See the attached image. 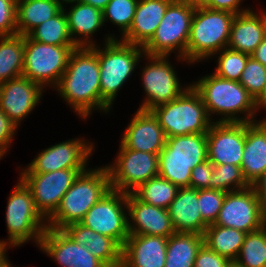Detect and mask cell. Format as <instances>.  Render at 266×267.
Returning <instances> with one entry per match:
<instances>
[{
    "mask_svg": "<svg viewBox=\"0 0 266 267\" xmlns=\"http://www.w3.org/2000/svg\"><path fill=\"white\" fill-rule=\"evenodd\" d=\"M85 170L70 168L46 173H22L20 179L30 190L36 210L46 220L55 213L64 194Z\"/></svg>",
    "mask_w": 266,
    "mask_h": 267,
    "instance_id": "cell-11",
    "label": "cell"
},
{
    "mask_svg": "<svg viewBox=\"0 0 266 267\" xmlns=\"http://www.w3.org/2000/svg\"><path fill=\"white\" fill-rule=\"evenodd\" d=\"M166 135L151 111L138 109L122 138L130 150L160 154L166 145Z\"/></svg>",
    "mask_w": 266,
    "mask_h": 267,
    "instance_id": "cell-21",
    "label": "cell"
},
{
    "mask_svg": "<svg viewBox=\"0 0 266 267\" xmlns=\"http://www.w3.org/2000/svg\"><path fill=\"white\" fill-rule=\"evenodd\" d=\"M167 138L196 133H207L211 124L206 107L192 85L173 101L150 110Z\"/></svg>",
    "mask_w": 266,
    "mask_h": 267,
    "instance_id": "cell-5",
    "label": "cell"
},
{
    "mask_svg": "<svg viewBox=\"0 0 266 267\" xmlns=\"http://www.w3.org/2000/svg\"><path fill=\"white\" fill-rule=\"evenodd\" d=\"M75 2L77 4L73 5L68 14L66 13L70 36L72 38L74 34H80L86 37L87 40L83 39L84 47H90L93 43L91 44L88 38L104 23L102 10L86 3Z\"/></svg>",
    "mask_w": 266,
    "mask_h": 267,
    "instance_id": "cell-33",
    "label": "cell"
},
{
    "mask_svg": "<svg viewBox=\"0 0 266 267\" xmlns=\"http://www.w3.org/2000/svg\"><path fill=\"white\" fill-rule=\"evenodd\" d=\"M239 83L258 102L265 95L266 67L250 56L241 74Z\"/></svg>",
    "mask_w": 266,
    "mask_h": 267,
    "instance_id": "cell-37",
    "label": "cell"
},
{
    "mask_svg": "<svg viewBox=\"0 0 266 267\" xmlns=\"http://www.w3.org/2000/svg\"><path fill=\"white\" fill-rule=\"evenodd\" d=\"M42 88L23 76L0 84V109L18 126L39 102Z\"/></svg>",
    "mask_w": 266,
    "mask_h": 267,
    "instance_id": "cell-19",
    "label": "cell"
},
{
    "mask_svg": "<svg viewBox=\"0 0 266 267\" xmlns=\"http://www.w3.org/2000/svg\"><path fill=\"white\" fill-rule=\"evenodd\" d=\"M257 197L264 207H266V171L251 185Z\"/></svg>",
    "mask_w": 266,
    "mask_h": 267,
    "instance_id": "cell-46",
    "label": "cell"
},
{
    "mask_svg": "<svg viewBox=\"0 0 266 267\" xmlns=\"http://www.w3.org/2000/svg\"><path fill=\"white\" fill-rule=\"evenodd\" d=\"M226 192L216 189H198V204L202 221L214 224L222 207Z\"/></svg>",
    "mask_w": 266,
    "mask_h": 267,
    "instance_id": "cell-40",
    "label": "cell"
},
{
    "mask_svg": "<svg viewBox=\"0 0 266 267\" xmlns=\"http://www.w3.org/2000/svg\"><path fill=\"white\" fill-rule=\"evenodd\" d=\"M173 0H138L130 29L122 36L128 44L144 47L154 36L168 5Z\"/></svg>",
    "mask_w": 266,
    "mask_h": 267,
    "instance_id": "cell-23",
    "label": "cell"
},
{
    "mask_svg": "<svg viewBox=\"0 0 266 267\" xmlns=\"http://www.w3.org/2000/svg\"><path fill=\"white\" fill-rule=\"evenodd\" d=\"M241 1L242 0H212L206 8L212 10L227 11L233 13L234 15H238L240 13L248 11L247 9L240 11L238 7Z\"/></svg>",
    "mask_w": 266,
    "mask_h": 267,
    "instance_id": "cell-45",
    "label": "cell"
},
{
    "mask_svg": "<svg viewBox=\"0 0 266 267\" xmlns=\"http://www.w3.org/2000/svg\"><path fill=\"white\" fill-rule=\"evenodd\" d=\"M76 48L43 44L25 36L22 76L42 87L49 83L57 86Z\"/></svg>",
    "mask_w": 266,
    "mask_h": 267,
    "instance_id": "cell-9",
    "label": "cell"
},
{
    "mask_svg": "<svg viewBox=\"0 0 266 267\" xmlns=\"http://www.w3.org/2000/svg\"><path fill=\"white\" fill-rule=\"evenodd\" d=\"M213 175V164L206 160L192 169L190 177V188L207 189L210 188V179Z\"/></svg>",
    "mask_w": 266,
    "mask_h": 267,
    "instance_id": "cell-42",
    "label": "cell"
},
{
    "mask_svg": "<svg viewBox=\"0 0 266 267\" xmlns=\"http://www.w3.org/2000/svg\"><path fill=\"white\" fill-rule=\"evenodd\" d=\"M62 9V3L58 0H17V34L27 36Z\"/></svg>",
    "mask_w": 266,
    "mask_h": 267,
    "instance_id": "cell-28",
    "label": "cell"
},
{
    "mask_svg": "<svg viewBox=\"0 0 266 267\" xmlns=\"http://www.w3.org/2000/svg\"><path fill=\"white\" fill-rule=\"evenodd\" d=\"M6 245H7L6 242L0 241V267H2L8 262V260L5 257L6 256L5 255Z\"/></svg>",
    "mask_w": 266,
    "mask_h": 267,
    "instance_id": "cell-50",
    "label": "cell"
},
{
    "mask_svg": "<svg viewBox=\"0 0 266 267\" xmlns=\"http://www.w3.org/2000/svg\"><path fill=\"white\" fill-rule=\"evenodd\" d=\"M195 9L186 0H173L167 7L154 36L143 47L146 56H168L179 48L186 59L191 21Z\"/></svg>",
    "mask_w": 266,
    "mask_h": 267,
    "instance_id": "cell-8",
    "label": "cell"
},
{
    "mask_svg": "<svg viewBox=\"0 0 266 267\" xmlns=\"http://www.w3.org/2000/svg\"><path fill=\"white\" fill-rule=\"evenodd\" d=\"M56 88L83 119L92 108L110 109L101 100L99 58L90 47H78L71 53Z\"/></svg>",
    "mask_w": 266,
    "mask_h": 267,
    "instance_id": "cell-1",
    "label": "cell"
},
{
    "mask_svg": "<svg viewBox=\"0 0 266 267\" xmlns=\"http://www.w3.org/2000/svg\"><path fill=\"white\" fill-rule=\"evenodd\" d=\"M250 55L232 49H225L218 58L215 74L226 80L239 81Z\"/></svg>",
    "mask_w": 266,
    "mask_h": 267,
    "instance_id": "cell-39",
    "label": "cell"
},
{
    "mask_svg": "<svg viewBox=\"0 0 266 267\" xmlns=\"http://www.w3.org/2000/svg\"><path fill=\"white\" fill-rule=\"evenodd\" d=\"M43 220L45 219L35 208L30 190L20 180L8 199L6 210L9 243L18 246L32 237L39 244L47 229Z\"/></svg>",
    "mask_w": 266,
    "mask_h": 267,
    "instance_id": "cell-10",
    "label": "cell"
},
{
    "mask_svg": "<svg viewBox=\"0 0 266 267\" xmlns=\"http://www.w3.org/2000/svg\"><path fill=\"white\" fill-rule=\"evenodd\" d=\"M241 169L250 186L266 171V120L246 123Z\"/></svg>",
    "mask_w": 266,
    "mask_h": 267,
    "instance_id": "cell-25",
    "label": "cell"
},
{
    "mask_svg": "<svg viewBox=\"0 0 266 267\" xmlns=\"http://www.w3.org/2000/svg\"><path fill=\"white\" fill-rule=\"evenodd\" d=\"M64 8L54 17L34 28L28 36L37 42L55 46L84 47L82 39L71 38Z\"/></svg>",
    "mask_w": 266,
    "mask_h": 267,
    "instance_id": "cell-31",
    "label": "cell"
},
{
    "mask_svg": "<svg viewBox=\"0 0 266 267\" xmlns=\"http://www.w3.org/2000/svg\"><path fill=\"white\" fill-rule=\"evenodd\" d=\"M178 190V186L167 179L157 176L141 184L132 193L147 204L168 209Z\"/></svg>",
    "mask_w": 266,
    "mask_h": 267,
    "instance_id": "cell-34",
    "label": "cell"
},
{
    "mask_svg": "<svg viewBox=\"0 0 266 267\" xmlns=\"http://www.w3.org/2000/svg\"><path fill=\"white\" fill-rule=\"evenodd\" d=\"M259 107H266V89H265V95L258 101Z\"/></svg>",
    "mask_w": 266,
    "mask_h": 267,
    "instance_id": "cell-52",
    "label": "cell"
},
{
    "mask_svg": "<svg viewBox=\"0 0 266 267\" xmlns=\"http://www.w3.org/2000/svg\"><path fill=\"white\" fill-rule=\"evenodd\" d=\"M226 267H244L240 263H238L236 260H231L227 263Z\"/></svg>",
    "mask_w": 266,
    "mask_h": 267,
    "instance_id": "cell-51",
    "label": "cell"
},
{
    "mask_svg": "<svg viewBox=\"0 0 266 267\" xmlns=\"http://www.w3.org/2000/svg\"><path fill=\"white\" fill-rule=\"evenodd\" d=\"M62 230L75 243L86 246V249L107 267H121L122 247L114 239L94 232L81 223L70 224Z\"/></svg>",
    "mask_w": 266,
    "mask_h": 267,
    "instance_id": "cell-24",
    "label": "cell"
},
{
    "mask_svg": "<svg viewBox=\"0 0 266 267\" xmlns=\"http://www.w3.org/2000/svg\"><path fill=\"white\" fill-rule=\"evenodd\" d=\"M236 261L244 267H266V239L262 228L246 234Z\"/></svg>",
    "mask_w": 266,
    "mask_h": 267,
    "instance_id": "cell-35",
    "label": "cell"
},
{
    "mask_svg": "<svg viewBox=\"0 0 266 267\" xmlns=\"http://www.w3.org/2000/svg\"><path fill=\"white\" fill-rule=\"evenodd\" d=\"M251 57L259 61L262 65L266 67V37L263 39L260 45L255 49Z\"/></svg>",
    "mask_w": 266,
    "mask_h": 267,
    "instance_id": "cell-47",
    "label": "cell"
},
{
    "mask_svg": "<svg viewBox=\"0 0 266 267\" xmlns=\"http://www.w3.org/2000/svg\"><path fill=\"white\" fill-rule=\"evenodd\" d=\"M127 211L137 227L128 222L129 234L156 235L169 238L176 231L168 209L153 206L139 200L133 193L127 194Z\"/></svg>",
    "mask_w": 266,
    "mask_h": 267,
    "instance_id": "cell-20",
    "label": "cell"
},
{
    "mask_svg": "<svg viewBox=\"0 0 266 267\" xmlns=\"http://www.w3.org/2000/svg\"><path fill=\"white\" fill-rule=\"evenodd\" d=\"M59 2H61L60 0H58ZM63 2H66V3H73L75 2L76 0H62Z\"/></svg>",
    "mask_w": 266,
    "mask_h": 267,
    "instance_id": "cell-54",
    "label": "cell"
},
{
    "mask_svg": "<svg viewBox=\"0 0 266 267\" xmlns=\"http://www.w3.org/2000/svg\"><path fill=\"white\" fill-rule=\"evenodd\" d=\"M168 238L130 234L122 247L121 267H164Z\"/></svg>",
    "mask_w": 266,
    "mask_h": 267,
    "instance_id": "cell-22",
    "label": "cell"
},
{
    "mask_svg": "<svg viewBox=\"0 0 266 267\" xmlns=\"http://www.w3.org/2000/svg\"><path fill=\"white\" fill-rule=\"evenodd\" d=\"M203 244V235L175 232L167 241L164 267H194L197 252Z\"/></svg>",
    "mask_w": 266,
    "mask_h": 267,
    "instance_id": "cell-29",
    "label": "cell"
},
{
    "mask_svg": "<svg viewBox=\"0 0 266 267\" xmlns=\"http://www.w3.org/2000/svg\"><path fill=\"white\" fill-rule=\"evenodd\" d=\"M192 86L201 96L209 116L213 112L224 114L225 117L217 122H254L253 113L259 108L258 102L239 81L226 80L214 73ZM243 111L249 113L248 117H235Z\"/></svg>",
    "mask_w": 266,
    "mask_h": 267,
    "instance_id": "cell-3",
    "label": "cell"
},
{
    "mask_svg": "<svg viewBox=\"0 0 266 267\" xmlns=\"http://www.w3.org/2000/svg\"><path fill=\"white\" fill-rule=\"evenodd\" d=\"M209 181L211 189L224 192L239 191L250 187L243 176L241 167L231 164L213 165V175ZM231 185H234L233 189L230 188Z\"/></svg>",
    "mask_w": 266,
    "mask_h": 267,
    "instance_id": "cell-36",
    "label": "cell"
},
{
    "mask_svg": "<svg viewBox=\"0 0 266 267\" xmlns=\"http://www.w3.org/2000/svg\"><path fill=\"white\" fill-rule=\"evenodd\" d=\"M17 0H0V37L17 34Z\"/></svg>",
    "mask_w": 266,
    "mask_h": 267,
    "instance_id": "cell-41",
    "label": "cell"
},
{
    "mask_svg": "<svg viewBox=\"0 0 266 267\" xmlns=\"http://www.w3.org/2000/svg\"><path fill=\"white\" fill-rule=\"evenodd\" d=\"M198 208V190L190 187L179 188L175 199L168 207L176 232L204 234L207 225L202 221Z\"/></svg>",
    "mask_w": 266,
    "mask_h": 267,
    "instance_id": "cell-27",
    "label": "cell"
},
{
    "mask_svg": "<svg viewBox=\"0 0 266 267\" xmlns=\"http://www.w3.org/2000/svg\"><path fill=\"white\" fill-rule=\"evenodd\" d=\"M235 15L227 11L197 8L191 21L186 59L195 62L227 48Z\"/></svg>",
    "mask_w": 266,
    "mask_h": 267,
    "instance_id": "cell-6",
    "label": "cell"
},
{
    "mask_svg": "<svg viewBox=\"0 0 266 267\" xmlns=\"http://www.w3.org/2000/svg\"><path fill=\"white\" fill-rule=\"evenodd\" d=\"M148 57L151 63L143 69L142 74L143 86L148 99L139 108L146 111L173 101L184 92L180 88L174 69L166 61L167 56Z\"/></svg>",
    "mask_w": 266,
    "mask_h": 267,
    "instance_id": "cell-16",
    "label": "cell"
},
{
    "mask_svg": "<svg viewBox=\"0 0 266 267\" xmlns=\"http://www.w3.org/2000/svg\"><path fill=\"white\" fill-rule=\"evenodd\" d=\"M16 128H18L17 125L0 109V154L2 156L10 144Z\"/></svg>",
    "mask_w": 266,
    "mask_h": 267,
    "instance_id": "cell-44",
    "label": "cell"
},
{
    "mask_svg": "<svg viewBox=\"0 0 266 267\" xmlns=\"http://www.w3.org/2000/svg\"><path fill=\"white\" fill-rule=\"evenodd\" d=\"M246 122H213L207 132L208 160L241 167Z\"/></svg>",
    "mask_w": 266,
    "mask_h": 267,
    "instance_id": "cell-15",
    "label": "cell"
},
{
    "mask_svg": "<svg viewBox=\"0 0 266 267\" xmlns=\"http://www.w3.org/2000/svg\"><path fill=\"white\" fill-rule=\"evenodd\" d=\"M246 234L235 228L211 224L203 234L204 244L229 261L236 260Z\"/></svg>",
    "mask_w": 266,
    "mask_h": 267,
    "instance_id": "cell-30",
    "label": "cell"
},
{
    "mask_svg": "<svg viewBox=\"0 0 266 267\" xmlns=\"http://www.w3.org/2000/svg\"><path fill=\"white\" fill-rule=\"evenodd\" d=\"M206 160L207 133L169 137L159 154L158 176L179 188L190 187L192 169Z\"/></svg>",
    "mask_w": 266,
    "mask_h": 267,
    "instance_id": "cell-4",
    "label": "cell"
},
{
    "mask_svg": "<svg viewBox=\"0 0 266 267\" xmlns=\"http://www.w3.org/2000/svg\"><path fill=\"white\" fill-rule=\"evenodd\" d=\"M137 4L138 0H110L102 10L103 21L108 18L114 22L120 29L122 28L124 35L130 29Z\"/></svg>",
    "mask_w": 266,
    "mask_h": 267,
    "instance_id": "cell-38",
    "label": "cell"
},
{
    "mask_svg": "<svg viewBox=\"0 0 266 267\" xmlns=\"http://www.w3.org/2000/svg\"><path fill=\"white\" fill-rule=\"evenodd\" d=\"M82 3L92 5L95 8L103 10L110 0H76Z\"/></svg>",
    "mask_w": 266,
    "mask_h": 267,
    "instance_id": "cell-48",
    "label": "cell"
},
{
    "mask_svg": "<svg viewBox=\"0 0 266 267\" xmlns=\"http://www.w3.org/2000/svg\"><path fill=\"white\" fill-rule=\"evenodd\" d=\"M105 42L104 51L97 49L95 44L90 48L99 58L101 100L110 108L119 88L135 69L144 49L142 46L120 42L112 36Z\"/></svg>",
    "mask_w": 266,
    "mask_h": 267,
    "instance_id": "cell-7",
    "label": "cell"
},
{
    "mask_svg": "<svg viewBox=\"0 0 266 267\" xmlns=\"http://www.w3.org/2000/svg\"><path fill=\"white\" fill-rule=\"evenodd\" d=\"M24 39L19 34L0 37V84L22 76Z\"/></svg>",
    "mask_w": 266,
    "mask_h": 267,
    "instance_id": "cell-32",
    "label": "cell"
},
{
    "mask_svg": "<svg viewBox=\"0 0 266 267\" xmlns=\"http://www.w3.org/2000/svg\"><path fill=\"white\" fill-rule=\"evenodd\" d=\"M39 245L63 267H107L86 246L75 243L63 230L47 228Z\"/></svg>",
    "mask_w": 266,
    "mask_h": 267,
    "instance_id": "cell-18",
    "label": "cell"
},
{
    "mask_svg": "<svg viewBox=\"0 0 266 267\" xmlns=\"http://www.w3.org/2000/svg\"><path fill=\"white\" fill-rule=\"evenodd\" d=\"M229 260L210 250L205 244L198 250L194 267H226Z\"/></svg>",
    "mask_w": 266,
    "mask_h": 267,
    "instance_id": "cell-43",
    "label": "cell"
},
{
    "mask_svg": "<svg viewBox=\"0 0 266 267\" xmlns=\"http://www.w3.org/2000/svg\"><path fill=\"white\" fill-rule=\"evenodd\" d=\"M120 148L116 165L106 167L111 189L132 193L144 182L158 176V154L130 150L122 143Z\"/></svg>",
    "mask_w": 266,
    "mask_h": 267,
    "instance_id": "cell-12",
    "label": "cell"
},
{
    "mask_svg": "<svg viewBox=\"0 0 266 267\" xmlns=\"http://www.w3.org/2000/svg\"><path fill=\"white\" fill-rule=\"evenodd\" d=\"M194 9L206 8L212 0H186Z\"/></svg>",
    "mask_w": 266,
    "mask_h": 267,
    "instance_id": "cell-49",
    "label": "cell"
},
{
    "mask_svg": "<svg viewBox=\"0 0 266 267\" xmlns=\"http://www.w3.org/2000/svg\"><path fill=\"white\" fill-rule=\"evenodd\" d=\"M266 37V14L248 10L235 15L227 48L252 55Z\"/></svg>",
    "mask_w": 266,
    "mask_h": 267,
    "instance_id": "cell-26",
    "label": "cell"
},
{
    "mask_svg": "<svg viewBox=\"0 0 266 267\" xmlns=\"http://www.w3.org/2000/svg\"><path fill=\"white\" fill-rule=\"evenodd\" d=\"M264 218L265 207L250 186L243 190L226 192L214 225L249 233L260 229Z\"/></svg>",
    "mask_w": 266,
    "mask_h": 267,
    "instance_id": "cell-14",
    "label": "cell"
},
{
    "mask_svg": "<svg viewBox=\"0 0 266 267\" xmlns=\"http://www.w3.org/2000/svg\"><path fill=\"white\" fill-rule=\"evenodd\" d=\"M92 145L83 141L69 140L47 148L23 173H46L61 169L84 168L88 156L92 153Z\"/></svg>",
    "mask_w": 266,
    "mask_h": 267,
    "instance_id": "cell-17",
    "label": "cell"
},
{
    "mask_svg": "<svg viewBox=\"0 0 266 267\" xmlns=\"http://www.w3.org/2000/svg\"><path fill=\"white\" fill-rule=\"evenodd\" d=\"M2 267H12L11 265H10V263L9 262H7L5 265H3Z\"/></svg>",
    "mask_w": 266,
    "mask_h": 267,
    "instance_id": "cell-55",
    "label": "cell"
},
{
    "mask_svg": "<svg viewBox=\"0 0 266 267\" xmlns=\"http://www.w3.org/2000/svg\"><path fill=\"white\" fill-rule=\"evenodd\" d=\"M122 204L127 206V193L111 189L88 210L80 223L123 247L130 234Z\"/></svg>",
    "mask_w": 266,
    "mask_h": 267,
    "instance_id": "cell-13",
    "label": "cell"
},
{
    "mask_svg": "<svg viewBox=\"0 0 266 267\" xmlns=\"http://www.w3.org/2000/svg\"><path fill=\"white\" fill-rule=\"evenodd\" d=\"M261 228L264 230V235H265V239H266V217L263 220Z\"/></svg>",
    "mask_w": 266,
    "mask_h": 267,
    "instance_id": "cell-53",
    "label": "cell"
},
{
    "mask_svg": "<svg viewBox=\"0 0 266 267\" xmlns=\"http://www.w3.org/2000/svg\"><path fill=\"white\" fill-rule=\"evenodd\" d=\"M110 190L106 167L80 173L49 218L47 228L62 230L70 224L80 223L88 210Z\"/></svg>",
    "mask_w": 266,
    "mask_h": 267,
    "instance_id": "cell-2",
    "label": "cell"
}]
</instances>
